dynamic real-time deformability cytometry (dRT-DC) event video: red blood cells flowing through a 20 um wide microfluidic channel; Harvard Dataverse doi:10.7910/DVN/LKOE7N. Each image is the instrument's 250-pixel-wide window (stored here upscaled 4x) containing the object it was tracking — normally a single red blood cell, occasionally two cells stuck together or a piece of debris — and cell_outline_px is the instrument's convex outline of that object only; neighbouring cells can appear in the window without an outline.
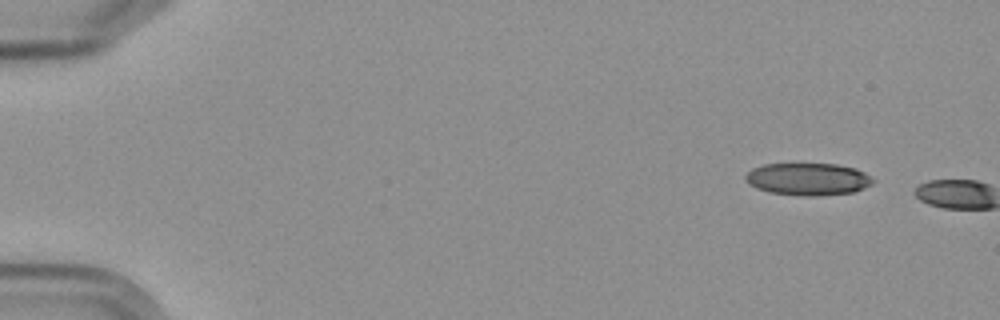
{"species": "Egyptian fruit bat (a non-hibernating species)", "species_latin": "Rousettus aegyptiacus", "temperature_condition": "cold", "stored_images_in_passage": 2, "camera_frame_rate_fps": 3000, "um_per_image_px": 0.085, "frame": {"image": 1, "passage_image": 1, "time_ms": 0.0, "image_size_px": [1000, 320], "cell_outline_px": [[876, 180], [872, 184], [864, 188], [852, 192], [816, 196], [804, 196], [768, 192], [756, 188], [744, 176], [752, 168], [764, 164], [836, 164], [856, 168], [864, 172]], "centroid_in_image_um": [68.71, 15.22], "position_along_channel_um": 16.3, "area_um2": 23.93}}